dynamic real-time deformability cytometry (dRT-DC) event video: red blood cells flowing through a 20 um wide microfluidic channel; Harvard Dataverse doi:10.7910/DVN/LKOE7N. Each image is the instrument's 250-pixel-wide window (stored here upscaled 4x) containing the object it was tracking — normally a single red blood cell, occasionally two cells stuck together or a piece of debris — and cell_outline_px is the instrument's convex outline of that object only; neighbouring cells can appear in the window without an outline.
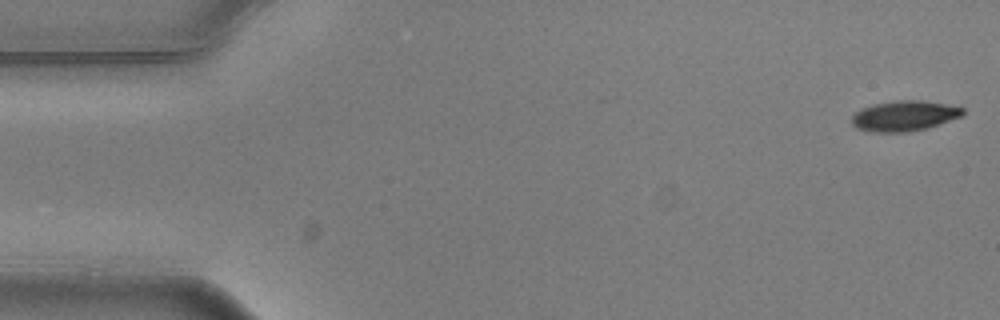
{"species": "common noctule bat (a hibernating species)", "species_latin": "Nyctalus noctula", "temperature_condition": "warm", "stored_images_in_passage": 4, "camera_frame_rate_fps": 3000, "um_per_image_px": 0.085, "animal": {"sex": "male", "body_mass_g": 20.5, "forearm_length_mm": 52.5}, "frame": {"image": 1, "passage_image": 1, "time_ms": 0.0, "image_size_px": [1000, 320], "cell_outline_px": [[964, 116], [928, 128], [908, 132], [868, 132], [856, 128], [852, 124], [852, 116], [860, 108], [872, 104], [896, 100], [924, 100], [964, 108]], "centroid_in_image_um": [76.86, 9.85], "position_along_channel_um": 8.1, "area_um2": 19.94}}
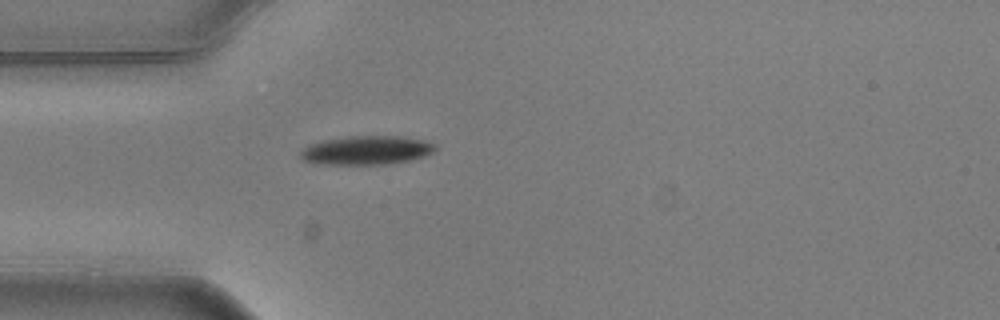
{"frame": {"image": 2, "passage_image": 4, "time_ms": 1.0, "image_size_px": [1000, 320], "cell_outline_px": [[436, 148], [432, 152], [424, 156], [392, 164], [320, 164], [304, 160], [300, 156], [300, 152], [304, 148], [312, 144], [324, 140], [348, 136], [400, 136], [424, 140], [436, 144]], "centroid_in_image_um": [31.18, 12.77], "position_along_channel_um": 53.8, "area_um2": 22.48}}